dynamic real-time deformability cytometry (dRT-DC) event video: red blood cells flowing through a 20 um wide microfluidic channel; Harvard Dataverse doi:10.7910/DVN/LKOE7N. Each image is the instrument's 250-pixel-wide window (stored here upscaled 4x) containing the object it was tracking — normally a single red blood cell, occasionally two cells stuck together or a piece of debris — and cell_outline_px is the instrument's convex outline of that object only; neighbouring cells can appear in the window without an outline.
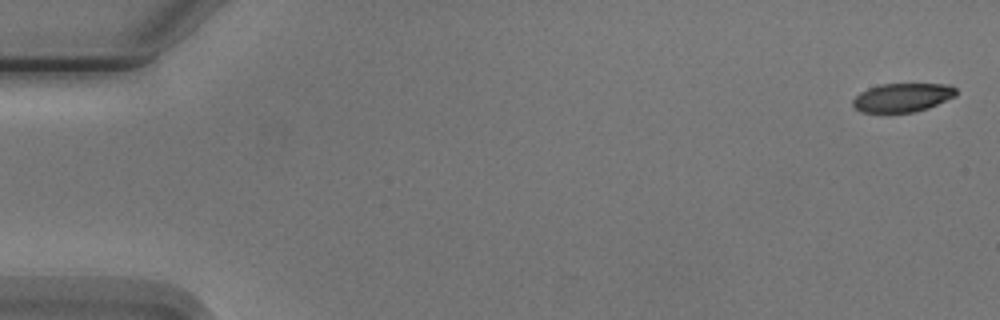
{"species": "Egyptian fruit bat (a non-hibernating species)", "species_latin": "Rousettus aegyptiacus", "temperature_condition": "cold", "stored_images_in_passage": 6, "camera_frame_rate_fps": 3000, "um_per_image_px": 0.085, "animal": {"sex": "male"}, "frame": {"image": 1, "passage_image": 1, "time_ms": 0.0, "image_size_px": [1000, 320], "cell_outline_px": [[956, 96], [928, 108], [916, 112], [860, 112], [852, 104], [852, 100], [860, 92], [868, 88], [880, 84], [948, 84], [956, 88]], "centroid_in_image_um": [76.71, 8.29], "position_along_channel_um": 8.3, "area_um2": 17.28}}
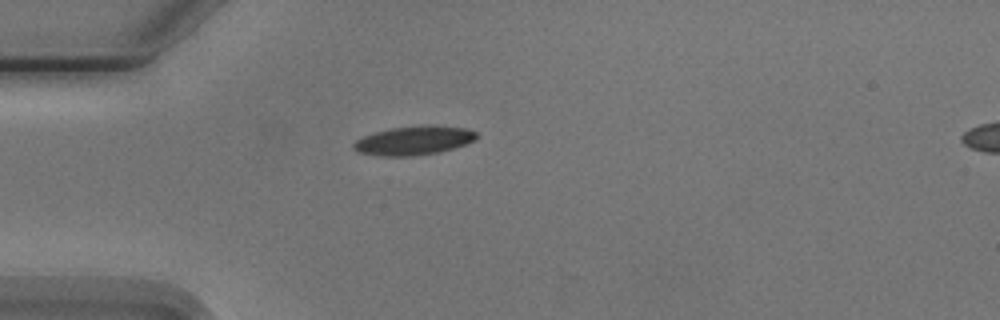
{"frame": {"image": 2, "passage_image": 5, "time_ms": 4.667, "image_size_px": [1000, 320], "cell_outline_px": [[480, 136], [476, 140], [440, 152], [412, 156], [380, 156], [356, 152], [352, 148], [352, 144], [356, 140], [364, 136], [376, 132], [392, 128], [464, 128], [476, 132]], "centroid_in_image_um": [35.11, 12.0], "position_along_channel_um": 49.9, "area_um2": 19.77}}